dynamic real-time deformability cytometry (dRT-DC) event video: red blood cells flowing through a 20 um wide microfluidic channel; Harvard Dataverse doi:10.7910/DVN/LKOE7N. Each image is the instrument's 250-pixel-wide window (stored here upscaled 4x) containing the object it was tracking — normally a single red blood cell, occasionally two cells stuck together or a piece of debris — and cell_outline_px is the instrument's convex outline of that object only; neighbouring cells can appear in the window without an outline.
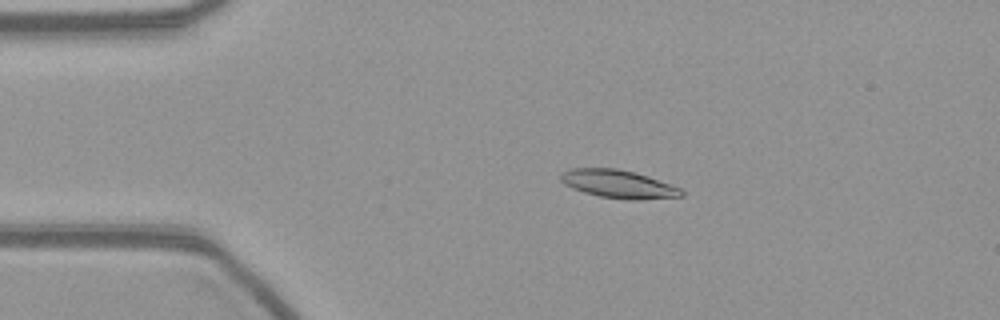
{"species": "common noctule bat (a hibernating species)", "species_latin": "Nyctalus noctula", "temperature_condition": "warm", "stored_images_in_passage": 55, "camera_frame_rate_fps": 3000, "um_per_image_px": 0.085, "animal": {"sex": "female", "body_mass_g": 21.9}, "frame": {"image": 1, "passage_image": 10, "time_ms": 3.0, "image_size_px": [1000, 320], "cell_outline_px": [[684, 196], [640, 200], [628, 200], [600, 196], [584, 192], [572, 188], [564, 184], [560, 180], [560, 176], [568, 168], [616, 168], [632, 172], [680, 188], [684, 192]], "centroid_in_image_um": [52.52, 15.65], "position_along_channel_um": 32.5, "area_um2": 19.48}}
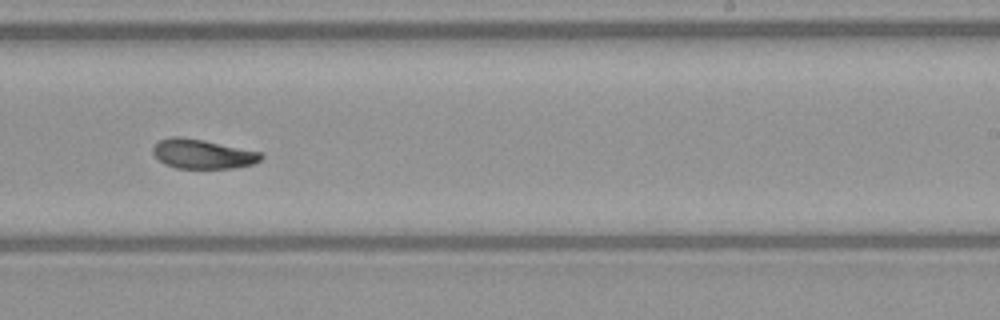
{"frame": {"image": 2, "passage_image": 33, "time_ms": 10.667, "image_size_px": [1000, 320], "cell_outline_px": [[264, 156], [260, 160], [252, 164], [232, 168], [176, 168], [164, 164], [152, 152], [152, 148], [160, 140], [172, 136], [180, 136], [204, 140], [260, 152]], "centroid_in_image_um": [17.2, 13.08], "position_along_channel_um": 271.8, "area_um2": 18.38}}
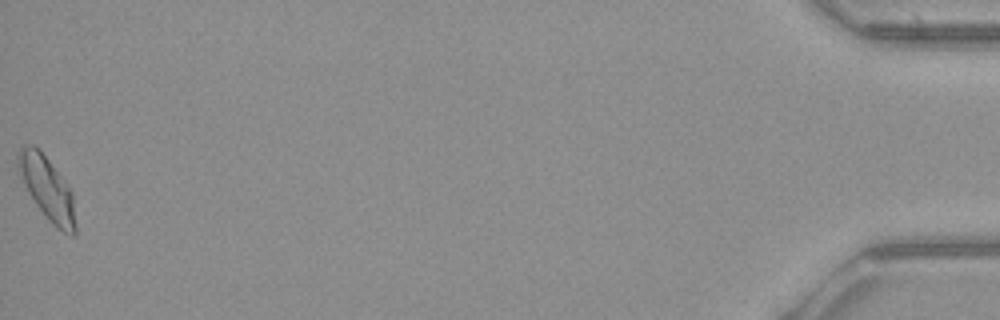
{"frame": {"image": 3, "passage_image": 55, "time_ms": 18.0, "image_size_px": [1000, 320], "cell_outline_px": [[76, 232], [72, 236], [56, 228], [48, 220], [36, 204], [28, 192], [16, 172], [16, 156], [20, 148], [28, 144], [32, 144], [48, 160], [64, 180], [72, 192], [76, 224]], "centroid_in_image_um": [3.97, 16.02], "position_along_channel_um": 431.2, "area_um2": 21.15}}